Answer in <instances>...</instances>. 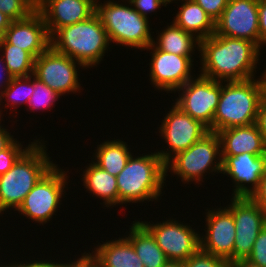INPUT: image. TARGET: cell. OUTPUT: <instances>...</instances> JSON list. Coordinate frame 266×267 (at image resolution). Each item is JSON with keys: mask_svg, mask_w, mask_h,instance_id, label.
<instances>
[{"mask_svg": "<svg viewBox=\"0 0 266 267\" xmlns=\"http://www.w3.org/2000/svg\"><path fill=\"white\" fill-rule=\"evenodd\" d=\"M138 221L152 234L158 246L169 259L185 262L200 249V233L188 223L184 224L176 218L156 223Z\"/></svg>", "mask_w": 266, "mask_h": 267, "instance_id": "cell-13", "label": "cell"}, {"mask_svg": "<svg viewBox=\"0 0 266 267\" xmlns=\"http://www.w3.org/2000/svg\"><path fill=\"white\" fill-rule=\"evenodd\" d=\"M2 121H3V118H2V116L0 115V123H2Z\"/></svg>", "mask_w": 266, "mask_h": 267, "instance_id": "cell-49", "label": "cell"}, {"mask_svg": "<svg viewBox=\"0 0 266 267\" xmlns=\"http://www.w3.org/2000/svg\"><path fill=\"white\" fill-rule=\"evenodd\" d=\"M145 50H151V61L149 63V80L152 87L166 93H177L176 91L189 80L194 78L192 68L194 56H179L159 50L153 43Z\"/></svg>", "mask_w": 266, "mask_h": 267, "instance_id": "cell-14", "label": "cell"}, {"mask_svg": "<svg viewBox=\"0 0 266 267\" xmlns=\"http://www.w3.org/2000/svg\"><path fill=\"white\" fill-rule=\"evenodd\" d=\"M169 110L158 130L168 148L156 151L165 164L210 132L206 125L184 113L177 105H172Z\"/></svg>", "mask_w": 266, "mask_h": 267, "instance_id": "cell-9", "label": "cell"}, {"mask_svg": "<svg viewBox=\"0 0 266 267\" xmlns=\"http://www.w3.org/2000/svg\"><path fill=\"white\" fill-rule=\"evenodd\" d=\"M94 250H91V254L101 267H144L133 245L125 236L98 243Z\"/></svg>", "mask_w": 266, "mask_h": 267, "instance_id": "cell-21", "label": "cell"}, {"mask_svg": "<svg viewBox=\"0 0 266 267\" xmlns=\"http://www.w3.org/2000/svg\"><path fill=\"white\" fill-rule=\"evenodd\" d=\"M0 52L13 77H26L33 74L35 58L28 51L8 44L2 38L0 39Z\"/></svg>", "mask_w": 266, "mask_h": 267, "instance_id": "cell-27", "label": "cell"}, {"mask_svg": "<svg viewBox=\"0 0 266 267\" xmlns=\"http://www.w3.org/2000/svg\"><path fill=\"white\" fill-rule=\"evenodd\" d=\"M162 267H184V261L168 258Z\"/></svg>", "mask_w": 266, "mask_h": 267, "instance_id": "cell-45", "label": "cell"}, {"mask_svg": "<svg viewBox=\"0 0 266 267\" xmlns=\"http://www.w3.org/2000/svg\"><path fill=\"white\" fill-rule=\"evenodd\" d=\"M133 8L143 17L150 19L149 14L157 12L162 6L166 7L170 4L169 0H129Z\"/></svg>", "mask_w": 266, "mask_h": 267, "instance_id": "cell-34", "label": "cell"}, {"mask_svg": "<svg viewBox=\"0 0 266 267\" xmlns=\"http://www.w3.org/2000/svg\"><path fill=\"white\" fill-rule=\"evenodd\" d=\"M77 258V267H101V264L93 257L90 251L81 254Z\"/></svg>", "mask_w": 266, "mask_h": 267, "instance_id": "cell-40", "label": "cell"}, {"mask_svg": "<svg viewBox=\"0 0 266 267\" xmlns=\"http://www.w3.org/2000/svg\"><path fill=\"white\" fill-rule=\"evenodd\" d=\"M220 139L221 156L241 153L266 155V141L256 123L216 132Z\"/></svg>", "mask_w": 266, "mask_h": 267, "instance_id": "cell-20", "label": "cell"}, {"mask_svg": "<svg viewBox=\"0 0 266 267\" xmlns=\"http://www.w3.org/2000/svg\"><path fill=\"white\" fill-rule=\"evenodd\" d=\"M50 37L64 26L88 19L95 13L94 0H37Z\"/></svg>", "mask_w": 266, "mask_h": 267, "instance_id": "cell-19", "label": "cell"}, {"mask_svg": "<svg viewBox=\"0 0 266 267\" xmlns=\"http://www.w3.org/2000/svg\"><path fill=\"white\" fill-rule=\"evenodd\" d=\"M80 67L86 69L81 63L50 46L34 60L33 75L62 97L70 92L80 93L83 89L78 77Z\"/></svg>", "mask_w": 266, "mask_h": 267, "instance_id": "cell-11", "label": "cell"}, {"mask_svg": "<svg viewBox=\"0 0 266 267\" xmlns=\"http://www.w3.org/2000/svg\"><path fill=\"white\" fill-rule=\"evenodd\" d=\"M214 34L252 41L260 48L258 0H229Z\"/></svg>", "mask_w": 266, "mask_h": 267, "instance_id": "cell-15", "label": "cell"}, {"mask_svg": "<svg viewBox=\"0 0 266 267\" xmlns=\"http://www.w3.org/2000/svg\"><path fill=\"white\" fill-rule=\"evenodd\" d=\"M129 230L125 237L133 245L144 267H162L168 258L152 234L138 220L133 221Z\"/></svg>", "mask_w": 266, "mask_h": 267, "instance_id": "cell-24", "label": "cell"}, {"mask_svg": "<svg viewBox=\"0 0 266 267\" xmlns=\"http://www.w3.org/2000/svg\"><path fill=\"white\" fill-rule=\"evenodd\" d=\"M3 39L28 51L35 59L51 46L44 18L37 9L22 20L11 21Z\"/></svg>", "mask_w": 266, "mask_h": 267, "instance_id": "cell-18", "label": "cell"}, {"mask_svg": "<svg viewBox=\"0 0 266 267\" xmlns=\"http://www.w3.org/2000/svg\"><path fill=\"white\" fill-rule=\"evenodd\" d=\"M121 1L106 0L102 3L96 0L95 14L107 31L110 43L145 51L154 40L149 19L140 15L129 0Z\"/></svg>", "mask_w": 266, "mask_h": 267, "instance_id": "cell-6", "label": "cell"}, {"mask_svg": "<svg viewBox=\"0 0 266 267\" xmlns=\"http://www.w3.org/2000/svg\"><path fill=\"white\" fill-rule=\"evenodd\" d=\"M173 103L212 132L213 118L220 100L221 82L202 75L195 76L178 90Z\"/></svg>", "mask_w": 266, "mask_h": 267, "instance_id": "cell-10", "label": "cell"}, {"mask_svg": "<svg viewBox=\"0 0 266 267\" xmlns=\"http://www.w3.org/2000/svg\"><path fill=\"white\" fill-rule=\"evenodd\" d=\"M116 180L119 205L160 200L166 185L165 163L156 151L136 157L132 154Z\"/></svg>", "mask_w": 266, "mask_h": 267, "instance_id": "cell-4", "label": "cell"}, {"mask_svg": "<svg viewBox=\"0 0 266 267\" xmlns=\"http://www.w3.org/2000/svg\"><path fill=\"white\" fill-rule=\"evenodd\" d=\"M173 1L180 0H171L170 3ZM180 2L182 5L172 20L177 26L200 41L215 33V22L199 4L194 0H181Z\"/></svg>", "mask_w": 266, "mask_h": 267, "instance_id": "cell-22", "label": "cell"}, {"mask_svg": "<svg viewBox=\"0 0 266 267\" xmlns=\"http://www.w3.org/2000/svg\"><path fill=\"white\" fill-rule=\"evenodd\" d=\"M222 174L234 183L232 197H249L258 190L266 170V155L241 153L221 156ZM249 184V185H248Z\"/></svg>", "mask_w": 266, "mask_h": 267, "instance_id": "cell-17", "label": "cell"}, {"mask_svg": "<svg viewBox=\"0 0 266 267\" xmlns=\"http://www.w3.org/2000/svg\"><path fill=\"white\" fill-rule=\"evenodd\" d=\"M229 267H261V266L255 265L246 259H242L230 264Z\"/></svg>", "mask_w": 266, "mask_h": 267, "instance_id": "cell-44", "label": "cell"}, {"mask_svg": "<svg viewBox=\"0 0 266 267\" xmlns=\"http://www.w3.org/2000/svg\"><path fill=\"white\" fill-rule=\"evenodd\" d=\"M260 49L266 46V0H258Z\"/></svg>", "mask_w": 266, "mask_h": 267, "instance_id": "cell-36", "label": "cell"}, {"mask_svg": "<svg viewBox=\"0 0 266 267\" xmlns=\"http://www.w3.org/2000/svg\"><path fill=\"white\" fill-rule=\"evenodd\" d=\"M207 210L205 235L200 234V249L225 259L230 265L233 263L236 235L233 214L227 207L222 206Z\"/></svg>", "mask_w": 266, "mask_h": 267, "instance_id": "cell-16", "label": "cell"}, {"mask_svg": "<svg viewBox=\"0 0 266 267\" xmlns=\"http://www.w3.org/2000/svg\"><path fill=\"white\" fill-rule=\"evenodd\" d=\"M0 56H1L0 57V68H1L0 71L3 73V74L0 73V75H1L0 76V97H1L3 92L5 91V89L10 85V83L13 79V76L8 71L7 66L5 65V62L3 60L1 53H0Z\"/></svg>", "mask_w": 266, "mask_h": 267, "instance_id": "cell-39", "label": "cell"}, {"mask_svg": "<svg viewBox=\"0 0 266 267\" xmlns=\"http://www.w3.org/2000/svg\"><path fill=\"white\" fill-rule=\"evenodd\" d=\"M216 22L222 15L229 0H194Z\"/></svg>", "mask_w": 266, "mask_h": 267, "instance_id": "cell-35", "label": "cell"}, {"mask_svg": "<svg viewBox=\"0 0 266 267\" xmlns=\"http://www.w3.org/2000/svg\"><path fill=\"white\" fill-rule=\"evenodd\" d=\"M256 124L266 141V93L263 96L259 106Z\"/></svg>", "mask_w": 266, "mask_h": 267, "instance_id": "cell-38", "label": "cell"}, {"mask_svg": "<svg viewBox=\"0 0 266 267\" xmlns=\"http://www.w3.org/2000/svg\"><path fill=\"white\" fill-rule=\"evenodd\" d=\"M37 0H0V11L12 21L22 20L36 10Z\"/></svg>", "mask_w": 266, "mask_h": 267, "instance_id": "cell-30", "label": "cell"}, {"mask_svg": "<svg viewBox=\"0 0 266 267\" xmlns=\"http://www.w3.org/2000/svg\"><path fill=\"white\" fill-rule=\"evenodd\" d=\"M260 51L252 41L212 34L200 41V75L220 82L255 78Z\"/></svg>", "mask_w": 266, "mask_h": 267, "instance_id": "cell-1", "label": "cell"}, {"mask_svg": "<svg viewBox=\"0 0 266 267\" xmlns=\"http://www.w3.org/2000/svg\"><path fill=\"white\" fill-rule=\"evenodd\" d=\"M75 261H70V262H66V263H61L60 261L57 263L56 261V267H77V260L74 259Z\"/></svg>", "mask_w": 266, "mask_h": 267, "instance_id": "cell-46", "label": "cell"}, {"mask_svg": "<svg viewBox=\"0 0 266 267\" xmlns=\"http://www.w3.org/2000/svg\"><path fill=\"white\" fill-rule=\"evenodd\" d=\"M34 90V75L26 77H13L10 85L5 89L0 97V115L2 116V107L11 108L9 111L13 112V109L18 108L20 105L29 103L30 97ZM6 101L7 103L3 102ZM5 104L3 106V104ZM2 104V105H1ZM19 105V106H18Z\"/></svg>", "mask_w": 266, "mask_h": 267, "instance_id": "cell-28", "label": "cell"}, {"mask_svg": "<svg viewBox=\"0 0 266 267\" xmlns=\"http://www.w3.org/2000/svg\"><path fill=\"white\" fill-rule=\"evenodd\" d=\"M165 168L166 177L168 176L167 173L171 172L181 179L182 183L195 182V185L197 183V185H202L201 182L205 179L206 173L208 175L221 173L222 159L218 134L208 132L190 148L172 157L165 164Z\"/></svg>", "mask_w": 266, "mask_h": 267, "instance_id": "cell-7", "label": "cell"}, {"mask_svg": "<svg viewBox=\"0 0 266 267\" xmlns=\"http://www.w3.org/2000/svg\"><path fill=\"white\" fill-rule=\"evenodd\" d=\"M59 98L60 95L57 92H55L52 88L48 87L41 80L34 76V90L33 94L30 97L28 105L26 104L29 110L27 108L26 110H31L34 113V110L43 111L46 109H52L53 106L55 107V103L59 100Z\"/></svg>", "mask_w": 266, "mask_h": 267, "instance_id": "cell-29", "label": "cell"}, {"mask_svg": "<svg viewBox=\"0 0 266 267\" xmlns=\"http://www.w3.org/2000/svg\"><path fill=\"white\" fill-rule=\"evenodd\" d=\"M251 198L266 212V170L261 178L258 190Z\"/></svg>", "mask_w": 266, "mask_h": 267, "instance_id": "cell-37", "label": "cell"}, {"mask_svg": "<svg viewBox=\"0 0 266 267\" xmlns=\"http://www.w3.org/2000/svg\"><path fill=\"white\" fill-rule=\"evenodd\" d=\"M50 39L55 51L76 60L86 69L97 67L111 45L95 13L84 21L59 28Z\"/></svg>", "mask_w": 266, "mask_h": 267, "instance_id": "cell-5", "label": "cell"}, {"mask_svg": "<svg viewBox=\"0 0 266 267\" xmlns=\"http://www.w3.org/2000/svg\"><path fill=\"white\" fill-rule=\"evenodd\" d=\"M15 262V267H56V261L52 262L51 259L49 261L41 260V261H37V260H33L29 263V261H26V263H24L23 261L20 262Z\"/></svg>", "mask_w": 266, "mask_h": 267, "instance_id": "cell-42", "label": "cell"}, {"mask_svg": "<svg viewBox=\"0 0 266 267\" xmlns=\"http://www.w3.org/2000/svg\"><path fill=\"white\" fill-rule=\"evenodd\" d=\"M246 260L255 265L266 267V225L258 234L252 252Z\"/></svg>", "mask_w": 266, "mask_h": 267, "instance_id": "cell-33", "label": "cell"}, {"mask_svg": "<svg viewBox=\"0 0 266 267\" xmlns=\"http://www.w3.org/2000/svg\"><path fill=\"white\" fill-rule=\"evenodd\" d=\"M155 39L153 44L159 50L179 56H193L195 50L200 49V40L191 33L185 32L173 21L161 30L160 34L158 31Z\"/></svg>", "mask_w": 266, "mask_h": 267, "instance_id": "cell-25", "label": "cell"}, {"mask_svg": "<svg viewBox=\"0 0 266 267\" xmlns=\"http://www.w3.org/2000/svg\"><path fill=\"white\" fill-rule=\"evenodd\" d=\"M0 267H15V263L13 262V263H10V264H7L6 265V264H4V263L1 262Z\"/></svg>", "mask_w": 266, "mask_h": 267, "instance_id": "cell-47", "label": "cell"}, {"mask_svg": "<svg viewBox=\"0 0 266 267\" xmlns=\"http://www.w3.org/2000/svg\"><path fill=\"white\" fill-rule=\"evenodd\" d=\"M261 74L257 79L221 82L212 132L256 123L259 106L266 93V80L264 73Z\"/></svg>", "mask_w": 266, "mask_h": 267, "instance_id": "cell-2", "label": "cell"}, {"mask_svg": "<svg viewBox=\"0 0 266 267\" xmlns=\"http://www.w3.org/2000/svg\"><path fill=\"white\" fill-rule=\"evenodd\" d=\"M226 207L232 212L236 227L234 263L251 254L258 234L266 225V212L249 197H232Z\"/></svg>", "mask_w": 266, "mask_h": 267, "instance_id": "cell-12", "label": "cell"}, {"mask_svg": "<svg viewBox=\"0 0 266 267\" xmlns=\"http://www.w3.org/2000/svg\"><path fill=\"white\" fill-rule=\"evenodd\" d=\"M23 147L19 140L15 139L6 149L0 152V175L5 174L9 169L13 167L16 161L37 141Z\"/></svg>", "mask_w": 266, "mask_h": 267, "instance_id": "cell-31", "label": "cell"}, {"mask_svg": "<svg viewBox=\"0 0 266 267\" xmlns=\"http://www.w3.org/2000/svg\"><path fill=\"white\" fill-rule=\"evenodd\" d=\"M83 169L81 180L86 192L93 194L96 198L103 200L104 207L119 206V194L116 176L101 169L93 161Z\"/></svg>", "mask_w": 266, "mask_h": 267, "instance_id": "cell-23", "label": "cell"}, {"mask_svg": "<svg viewBox=\"0 0 266 267\" xmlns=\"http://www.w3.org/2000/svg\"><path fill=\"white\" fill-rule=\"evenodd\" d=\"M263 73H264V77H265V80H266V70H265V71H263Z\"/></svg>", "mask_w": 266, "mask_h": 267, "instance_id": "cell-48", "label": "cell"}, {"mask_svg": "<svg viewBox=\"0 0 266 267\" xmlns=\"http://www.w3.org/2000/svg\"><path fill=\"white\" fill-rule=\"evenodd\" d=\"M95 148L92 161L112 176H117L123 170L133 154L124 140L115 138L106 140Z\"/></svg>", "mask_w": 266, "mask_h": 267, "instance_id": "cell-26", "label": "cell"}, {"mask_svg": "<svg viewBox=\"0 0 266 267\" xmlns=\"http://www.w3.org/2000/svg\"><path fill=\"white\" fill-rule=\"evenodd\" d=\"M184 267H229V264L225 259L199 249L184 262Z\"/></svg>", "mask_w": 266, "mask_h": 267, "instance_id": "cell-32", "label": "cell"}, {"mask_svg": "<svg viewBox=\"0 0 266 267\" xmlns=\"http://www.w3.org/2000/svg\"><path fill=\"white\" fill-rule=\"evenodd\" d=\"M67 172L55 164L26 195L16 211L39 225L48 223L58 212L62 196L65 198L69 180Z\"/></svg>", "mask_w": 266, "mask_h": 267, "instance_id": "cell-8", "label": "cell"}, {"mask_svg": "<svg viewBox=\"0 0 266 267\" xmlns=\"http://www.w3.org/2000/svg\"><path fill=\"white\" fill-rule=\"evenodd\" d=\"M0 123V152L6 149L16 138Z\"/></svg>", "mask_w": 266, "mask_h": 267, "instance_id": "cell-41", "label": "cell"}, {"mask_svg": "<svg viewBox=\"0 0 266 267\" xmlns=\"http://www.w3.org/2000/svg\"><path fill=\"white\" fill-rule=\"evenodd\" d=\"M38 139L9 169L0 175V215L22 204L26 195L55 165L47 154L45 141Z\"/></svg>", "mask_w": 266, "mask_h": 267, "instance_id": "cell-3", "label": "cell"}, {"mask_svg": "<svg viewBox=\"0 0 266 267\" xmlns=\"http://www.w3.org/2000/svg\"><path fill=\"white\" fill-rule=\"evenodd\" d=\"M11 19L0 11V39L3 38L5 31L11 23Z\"/></svg>", "mask_w": 266, "mask_h": 267, "instance_id": "cell-43", "label": "cell"}]
</instances>
